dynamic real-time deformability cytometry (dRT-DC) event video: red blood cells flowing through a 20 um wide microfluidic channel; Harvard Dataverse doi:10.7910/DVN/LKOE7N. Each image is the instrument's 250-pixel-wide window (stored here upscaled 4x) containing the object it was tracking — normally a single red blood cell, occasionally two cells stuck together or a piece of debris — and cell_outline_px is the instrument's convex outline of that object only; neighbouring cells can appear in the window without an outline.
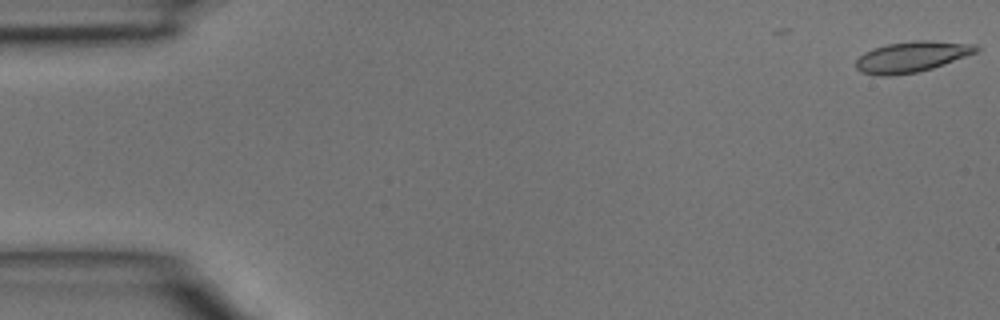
{"species": "common noctule bat (a hibernating species)", "species_latin": "Nyctalus noctula", "temperature_condition": "room temperature", "stored_images_in_passage": 4, "segment_of_instrument_passage": [2, 2], "camera_frame_rate_fps": 3000, "um_per_image_px": 0.085, "animal": {"sex": "male", "body_mass_g": 15.6}, "frame": {"image": 1, "passage_image": 4, "time_ms": 1.0, "image_size_px": [1000, 320], "cell_outline_px": [[980, 48], [976, 52], [944, 64], [932, 68], [916, 72], [888, 76], [880, 76], [860, 72], [856, 68], [856, 60], [864, 52], [872, 48], [888, 44], [916, 40], [928, 40], [976, 44]], "centroid_in_image_um": [77.47, 4.82], "position_along_channel_um": 7.5, "area_um2": 21.44}}